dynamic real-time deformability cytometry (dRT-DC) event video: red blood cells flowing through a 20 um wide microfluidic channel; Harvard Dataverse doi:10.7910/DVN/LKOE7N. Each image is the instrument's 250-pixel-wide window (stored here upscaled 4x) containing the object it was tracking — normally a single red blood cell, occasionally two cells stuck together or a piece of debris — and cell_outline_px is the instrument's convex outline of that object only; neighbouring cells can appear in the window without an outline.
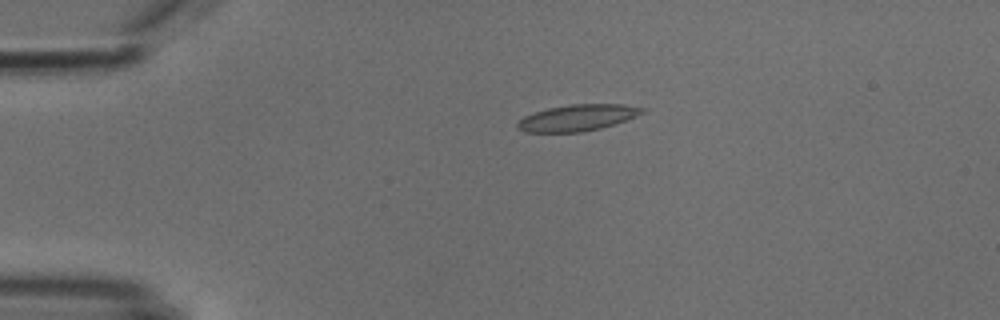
{"species": "common noctule bat (a hibernating species)", "species_latin": "Nyctalus noctula", "temperature_condition": "cold", "stored_images_in_passage": 4, "camera_frame_rate_fps": 3000, "um_per_image_px": 0.085, "animal": {"sex": "male", "body_mass_g": 18.8}, "frame": {"image": 1, "passage_image": 3, "time_ms": 3.0, "image_size_px": [1000, 320], "cell_outline_px": [[644, 112], [636, 116], [616, 124], [584, 132], [524, 132], [516, 128], [516, 124], [524, 116], [532, 112], [548, 108], [572, 104], [624, 104], [644, 108]], "centroid_in_image_um": [49.06, 10.01], "position_along_channel_um": 35.9, "area_um2": 19.25}}